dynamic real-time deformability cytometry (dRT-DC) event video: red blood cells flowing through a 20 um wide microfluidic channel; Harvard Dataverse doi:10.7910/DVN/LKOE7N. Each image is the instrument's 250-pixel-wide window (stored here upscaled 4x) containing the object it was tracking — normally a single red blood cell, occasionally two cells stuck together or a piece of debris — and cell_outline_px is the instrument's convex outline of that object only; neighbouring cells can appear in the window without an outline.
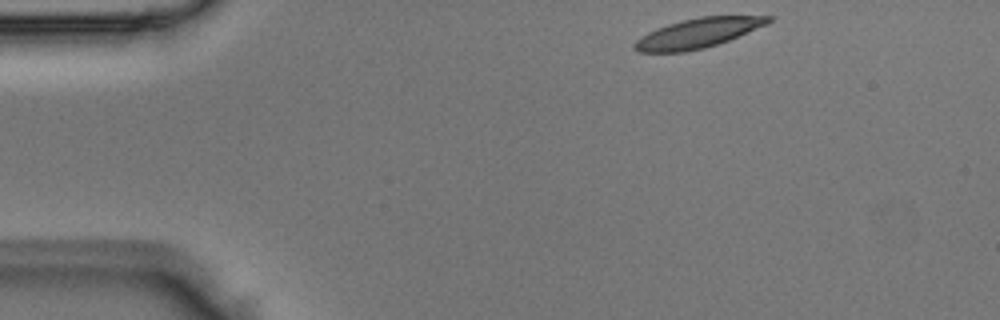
{"species": "Egyptian fruit bat (a non-hibernating species)", "species_latin": "Rousettus aegyptiacus", "temperature_condition": "room temperature", "stored_images_in_passage": 44, "camera_frame_rate_fps": 3000, "um_per_image_px": 0.085, "animal": {"sex": "male"}, "frame": {"image": 1, "passage_image": 1, "time_ms": 0.0, "image_size_px": [1000, 320], "cell_outline_px": [[772, 20], [768, 24], [728, 40], [704, 48], [684, 52], [640, 52], [632, 48], [632, 44], [640, 36], [656, 28], [680, 20], [700, 16], [772, 16]], "centroid_in_image_um": [59.28, 2.81], "position_along_channel_um": 25.7, "area_um2": 23.06}}
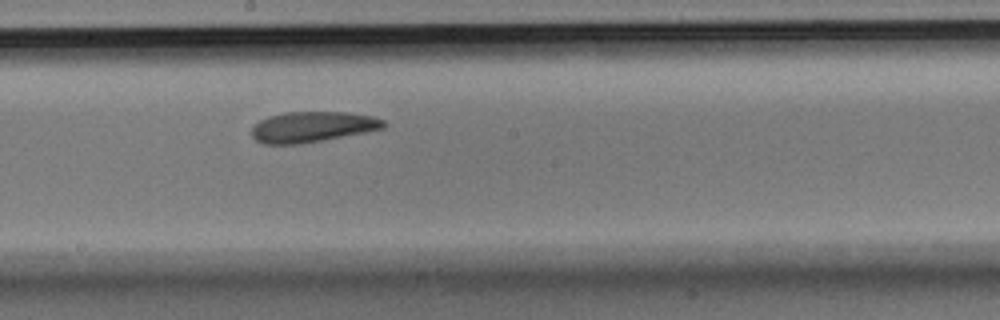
{"frame": {"image": 2, "passage_image": 21, "time_ms": 6.667, "image_size_px": [1000, 320], "cell_outline_px": [[388, 124], [384, 128], [364, 132], [300, 144], [264, 144], [256, 140], [252, 136], [252, 124], [268, 116], [284, 112], [348, 112], [372, 116], [384, 120]], "centroid_in_image_um": [26.53, 10.77], "position_along_channel_um": 221.7, "area_um2": 23.52}}
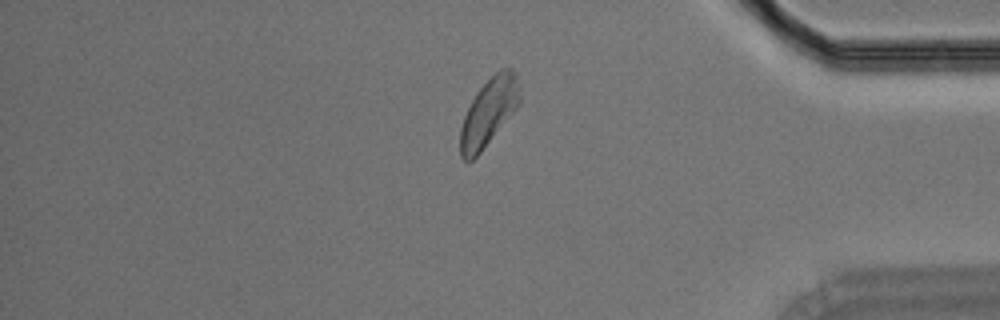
{"frame": {"image": 3, "passage_image": 36, "time_ms": 11.667, "image_size_px": [1000, 320], "cell_outline_px": [[520, 104], [480, 152], [472, 160], [464, 160], [460, 156], [460, 128], [464, 116], [476, 92], [500, 68], [512, 68], [516, 72], [520, 96]], "centroid_in_image_um": [41.55, 9.51], "position_along_channel_um": 393.7, "area_um2": 23.06}}